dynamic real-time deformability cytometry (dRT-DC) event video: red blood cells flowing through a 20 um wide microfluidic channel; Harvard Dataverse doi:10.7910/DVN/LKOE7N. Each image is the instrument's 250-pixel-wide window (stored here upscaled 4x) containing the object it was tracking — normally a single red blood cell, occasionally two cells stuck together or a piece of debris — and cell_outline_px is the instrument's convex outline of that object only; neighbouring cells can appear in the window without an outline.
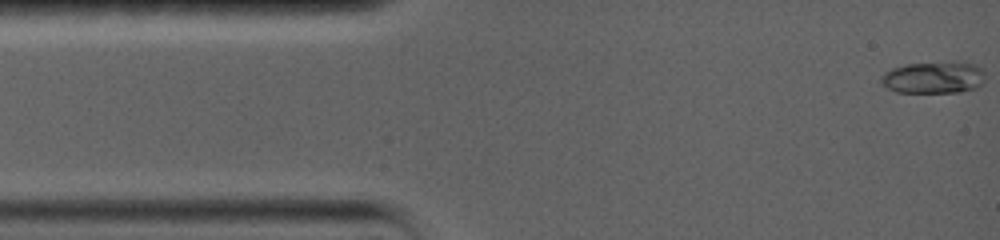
{"species": "common noctule bat (a hibernating species)", "species_latin": "Nyctalus noctula", "temperature_condition": "warm", "stored_images_in_passage": 48, "camera_frame_rate_fps": 5000, "um_per_image_px": 0.085, "animal": {"sex": "female", "body_mass_g": 19.0, "forearm_length_mm": 56.7}, "frame": {"image": 1, "passage_image": 1, "time_ms": 0.0, "image_size_px": [1000, 240], "cell_outline_px": [[984, 80], [976, 88], [960, 92], [896, 92], [888, 88], [880, 80], [880, 76], [884, 72], [892, 68], [904, 64], [952, 60], [976, 64], [984, 68]], "centroid_in_image_um": [79.39, 6.55], "position_along_channel_um": 5.6, "area_um2": 19.88}}
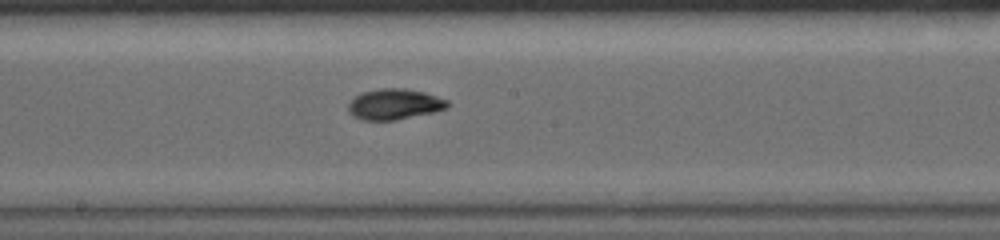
{"frame": {"image": 2, "passage_image": 27, "time_ms": 8.0, "image_size_px": [1000, 240], "cell_outline_px": [[452, 104], [448, 108], [432, 112], [396, 120], [364, 120], [352, 116], [348, 112], [348, 104], [356, 96], [364, 92], [380, 88], [404, 88], [424, 92], [448, 100]], "centroid_in_image_um": [33.55, 8.86], "position_along_channel_um": 214.7, "area_um2": 17.74}}
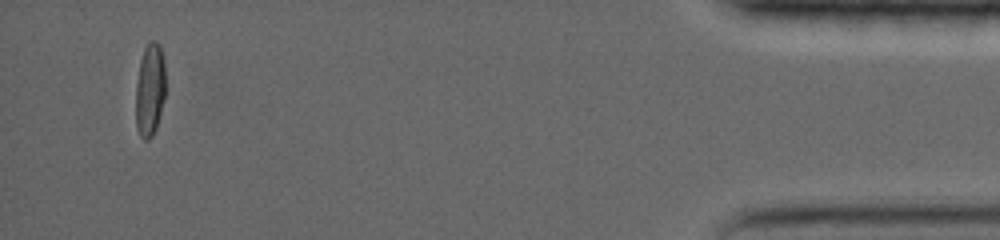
{"frame": {"image": 3, "passage_image": 46, "time_ms": 16.4, "image_size_px": [1000, 240], "cell_outline_px": [[164, 96], [156, 128], [152, 136], [148, 140], [144, 140], [140, 136], [136, 128], [136, 84], [140, 60], [144, 48], [152, 40], [156, 40], [160, 44], [164, 60]], "centroid_in_image_um": [12.73, 7.62], "position_along_channel_um": 422.5, "area_um2": 16.07}, "authors_computed_cell_mechanics": {"area_um2": 17.051, "velocity_mm_per_s": 3.6227, "shape_relaxation_time_tau1_ms": 5.086, "shape_relaxation_time_tau2_ms": 1.5494, "deformation_change_tau1": 0.1932, "deformation_change_tau2": 0.0466}}